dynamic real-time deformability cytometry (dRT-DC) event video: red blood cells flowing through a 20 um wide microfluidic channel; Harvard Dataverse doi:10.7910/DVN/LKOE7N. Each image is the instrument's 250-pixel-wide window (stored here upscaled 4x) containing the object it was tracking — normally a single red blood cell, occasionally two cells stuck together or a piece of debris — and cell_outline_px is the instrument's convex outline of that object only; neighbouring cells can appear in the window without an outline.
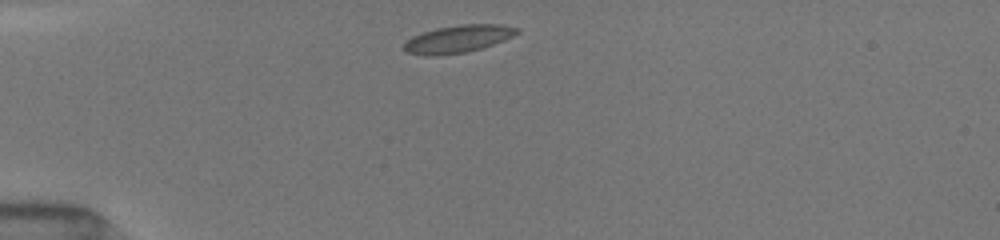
{"species": "common noctule bat (a hibernating species)", "species_latin": "Nyctalus noctula", "temperature_condition": "room temperature", "stored_images_in_passage": 38, "camera_frame_rate_fps": 3000, "um_per_image_px": 0.085, "animal": {"sex": "female", "body_mass_g": 19.5, "forearm_length_mm": 54.1}, "frame": {"image": 1, "passage_image": 1, "time_ms": 0.0, "image_size_px": [1000, 240], "cell_outline_px": [[520, 32], [504, 40], [480, 48], [464, 52], [436, 56], [424, 56], [408, 52], [404, 48], [404, 44], [412, 36], [436, 28], [460, 24], [504, 24], [520, 28]], "centroid_in_image_um": [38.96, 3.29], "position_along_channel_um": 46.0, "area_um2": 18.03}}
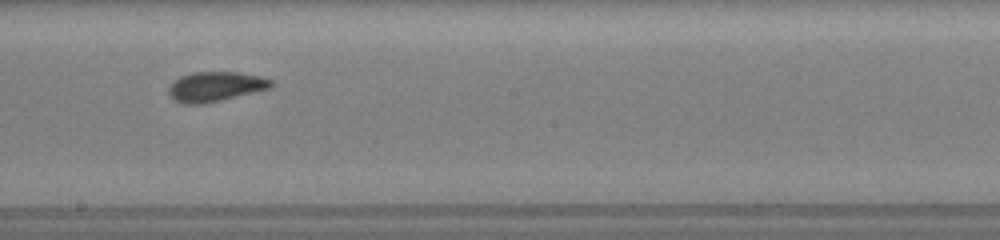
{"frame": {"image": 2, "passage_image": 17, "time_ms": 5.333, "image_size_px": [1000, 240], "cell_outline_px": [[276, 84], [272, 88], [204, 104], [184, 104], [176, 100], [168, 92], [168, 88], [180, 76], [192, 72], [236, 72], [260, 76], [276, 80]], "centroid_in_image_um": [18.4, 7.35], "position_along_channel_um": 229.8, "area_um2": 17.86}}
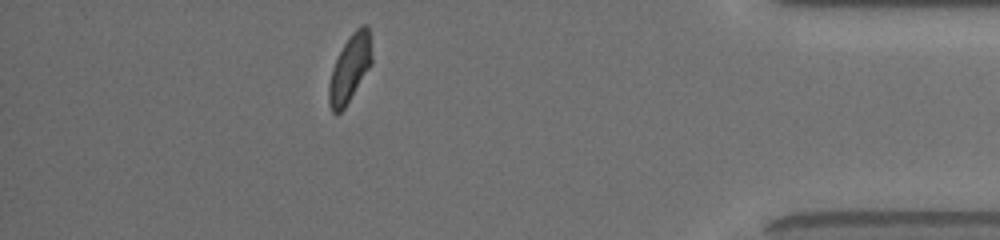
{"frame": {"image": 3, "passage_image": 33, "time_ms": 10.667, "image_size_px": [1000, 240], "cell_outline_px": [[372, 64], [344, 108], [336, 116], [332, 112], [328, 104], [328, 84], [332, 68], [344, 44], [352, 32], [356, 28], [364, 24], [368, 24], [372, 56]], "centroid_in_image_um": [29.72, 5.83], "position_along_channel_um": 405.5, "area_um2": 16.82}, "authors_computed_cell_mechanics": {"area_um2": 17.4556, "velocity_mm_per_s": 3.9926, "shape_relaxation_time_tau1_ms": 3.8548, "shape_relaxation_time_tau2_ms": 0.9888, "deformation_change_tau1": 0.12, "deformation_change_tau2": 0.0535}}